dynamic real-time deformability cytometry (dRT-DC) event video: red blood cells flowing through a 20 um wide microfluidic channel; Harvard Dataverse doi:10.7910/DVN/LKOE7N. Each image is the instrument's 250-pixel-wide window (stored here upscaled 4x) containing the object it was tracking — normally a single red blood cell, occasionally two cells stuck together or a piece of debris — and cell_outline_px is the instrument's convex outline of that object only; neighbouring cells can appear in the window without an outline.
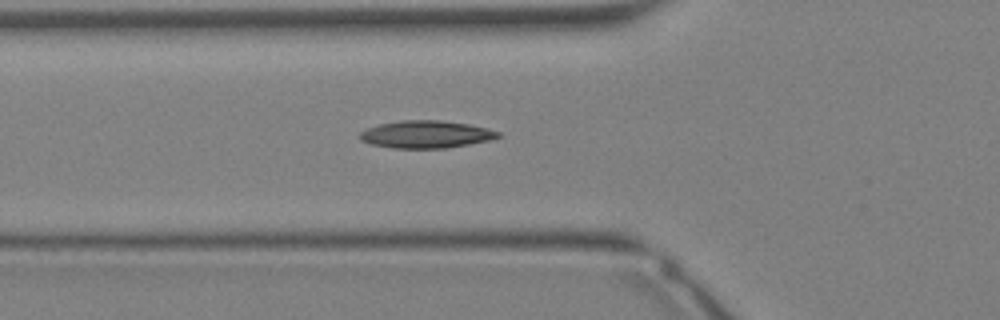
{"species": "Egyptian fruit bat (a non-hibernating species)", "species_latin": "Rousettus aegyptiacus", "temperature_condition": "warm", "stored_images_in_passage": 36, "camera_frame_rate_fps": 3000, "um_per_image_px": 0.085, "animal": {"sex": "female"}, "frame": {"image": 1, "passage_image": 13, "time_ms": 4.0, "image_size_px": [1000, 320], "cell_outline_px": [[500, 136], [488, 140], [468, 144], [444, 148], [392, 148], [372, 144], [360, 140], [360, 132], [364, 128], [380, 124], [400, 120], [440, 120], [468, 124], [488, 128], [500, 132]], "centroid_in_image_um": [36.17, 11.41], "position_along_channel_um": 89.6, "area_um2": 22.02}}
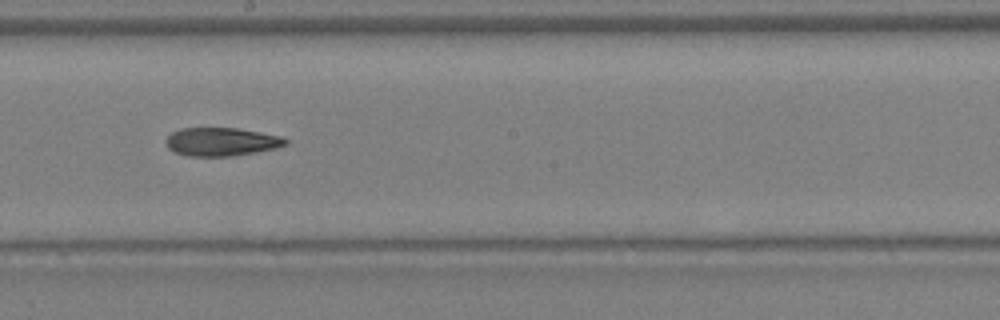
{"frame": {"image": 2, "passage_image": 20, "time_ms": 6.333, "image_size_px": [1000, 320], "cell_outline_px": [[288, 144], [276, 148], [256, 152], [228, 156], [184, 156], [168, 148], [164, 140], [172, 132], [180, 128], [236, 128], [284, 136], [288, 140]], "centroid_in_image_um": [18.82, 12.04], "position_along_channel_um": 229.4, "area_um2": 19.88}}
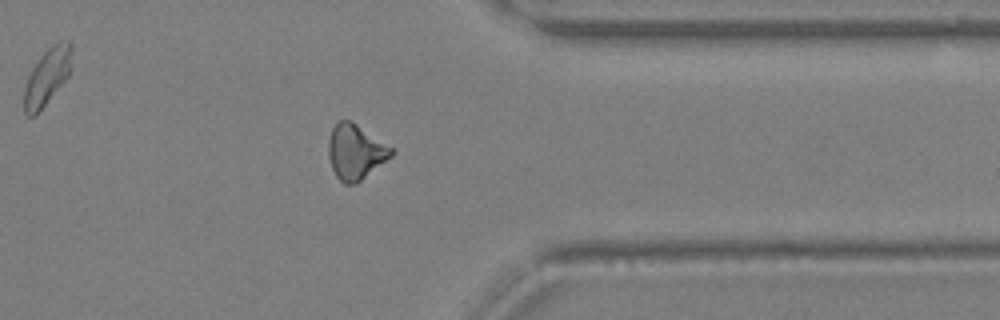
{"frame": {"image": 3, "passage_image": 28, "time_ms": 9.0, "image_size_px": [1000, 320], "cell_outline_px": [[396, 152], [392, 156], [356, 184], [344, 184], [336, 176], [332, 168], [328, 156], [328, 140], [332, 128], [340, 120], [348, 120], [356, 124], [392, 148]], "centroid_in_image_um": [30.2, 12.93], "position_along_channel_um": 381.2, "area_um2": 19.94}}